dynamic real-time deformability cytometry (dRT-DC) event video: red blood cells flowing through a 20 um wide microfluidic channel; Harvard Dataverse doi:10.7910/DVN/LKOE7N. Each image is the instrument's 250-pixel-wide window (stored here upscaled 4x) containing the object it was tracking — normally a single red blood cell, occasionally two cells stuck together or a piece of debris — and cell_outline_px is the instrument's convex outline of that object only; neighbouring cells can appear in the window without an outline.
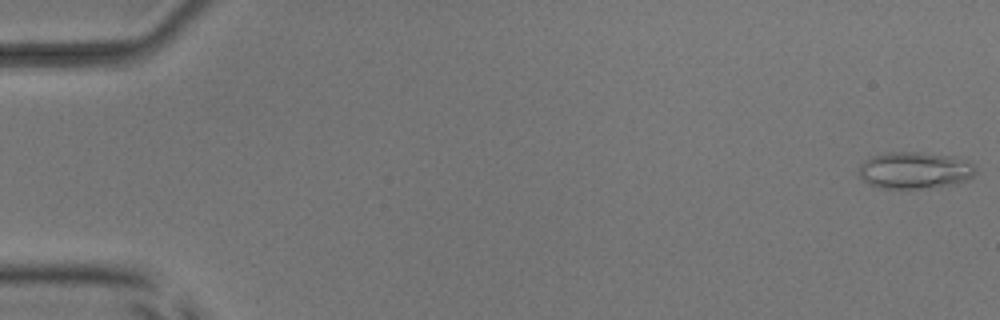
{"species": "common noctule bat (a hibernating species)", "species_latin": "Nyctalus noctula", "temperature_condition": "room temperature", "stored_images_in_passage": 52, "camera_frame_rate_fps": 3000, "um_per_image_px": 0.085, "animal": {"sex": "male", "body_mass_g": 17.9, "forearm_length_mm": 54.2}, "frame": {"image": 1, "passage_image": 1, "time_ms": 0.0, "image_size_px": [1000, 320], "cell_outline_px": [[976, 168], [972, 176], [968, 180], [956, 184], [920, 188], [884, 188], [872, 184], [864, 180], [860, 176], [860, 168], [864, 160], [872, 156], [888, 152], [920, 152], [956, 156], [968, 160]], "centroid_in_image_um": [77.81, 14.45], "position_along_channel_um": 7.2, "area_um2": 24.91}}
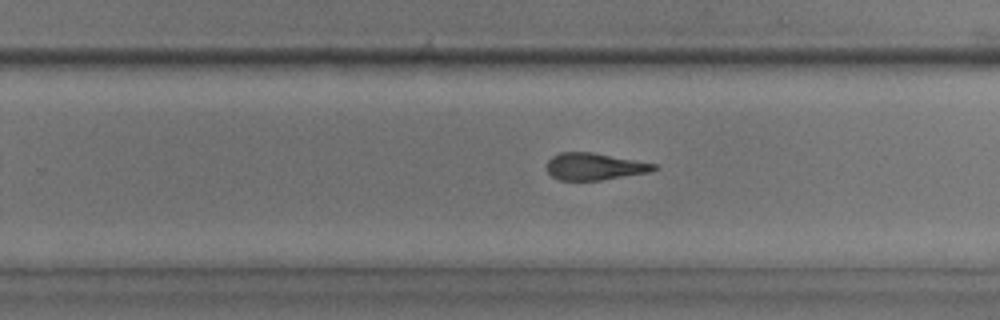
{"frame": {"image": 2, "passage_image": 35, "time_ms": 11.333, "image_size_px": [1000, 320], "cell_outline_px": [[660, 168], [648, 172], [600, 180], [560, 180], [552, 176], [548, 172], [548, 160], [552, 156], [560, 152], [592, 152], [660, 164]], "centroid_in_image_um": [50.58, 14.14], "position_along_channel_um": 279.2, "area_um2": 16.88}}
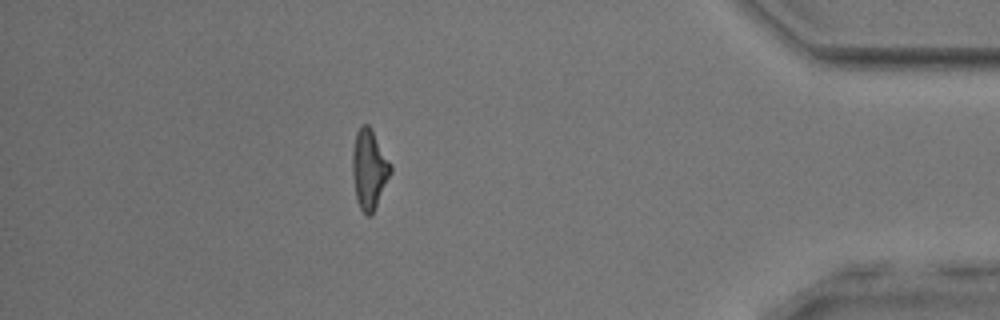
{"frame": {"image": 3, "passage_image": 48, "time_ms": 15.667, "image_size_px": [1000, 320], "cell_outline_px": [[392, 172], [372, 216], [368, 216], [360, 208], [356, 200], [352, 176], [352, 152], [356, 132], [360, 124], [368, 124], [372, 128], [392, 164]], "centroid_in_image_um": [31.39, 14.36], "position_along_channel_um": 403.8, "area_um2": 18.15}}